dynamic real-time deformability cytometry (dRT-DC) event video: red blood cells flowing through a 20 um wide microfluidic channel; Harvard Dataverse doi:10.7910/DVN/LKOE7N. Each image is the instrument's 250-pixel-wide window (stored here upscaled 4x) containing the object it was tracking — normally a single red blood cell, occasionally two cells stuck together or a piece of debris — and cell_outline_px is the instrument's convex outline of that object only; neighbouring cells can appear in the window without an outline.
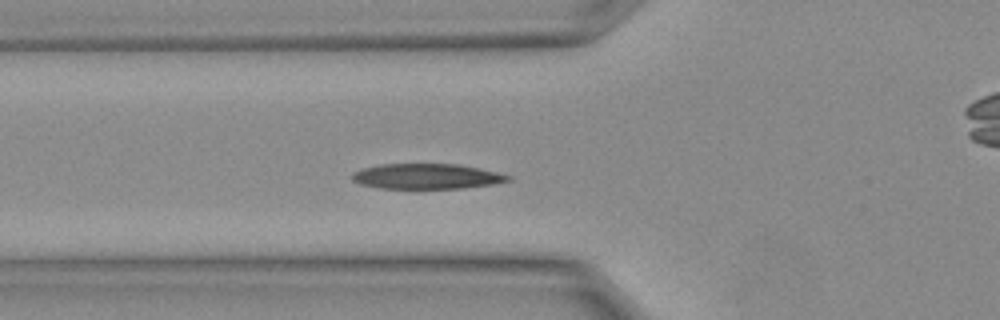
{"species": "Egyptian fruit bat (a non-hibernating species)", "species_latin": "Rousettus aegyptiacus", "temperature_condition": "warm", "stored_images_in_passage": 10, "camera_frame_rate_fps": 3000, "um_per_image_px": 0.085, "animal": {"sex": "female"}, "frame": {"image": 1, "passage_image": 7, "time_ms": 2.0, "image_size_px": [1000, 320], "cell_outline_px": [[512, 180], [492, 184], [464, 188], [380, 188], [360, 184], [352, 180], [352, 172], [360, 168], [380, 164], [460, 164], [480, 168], [512, 176]], "centroid_in_image_um": [36.25, 14.98], "position_along_channel_um": 89.5, "area_um2": 23.06}}